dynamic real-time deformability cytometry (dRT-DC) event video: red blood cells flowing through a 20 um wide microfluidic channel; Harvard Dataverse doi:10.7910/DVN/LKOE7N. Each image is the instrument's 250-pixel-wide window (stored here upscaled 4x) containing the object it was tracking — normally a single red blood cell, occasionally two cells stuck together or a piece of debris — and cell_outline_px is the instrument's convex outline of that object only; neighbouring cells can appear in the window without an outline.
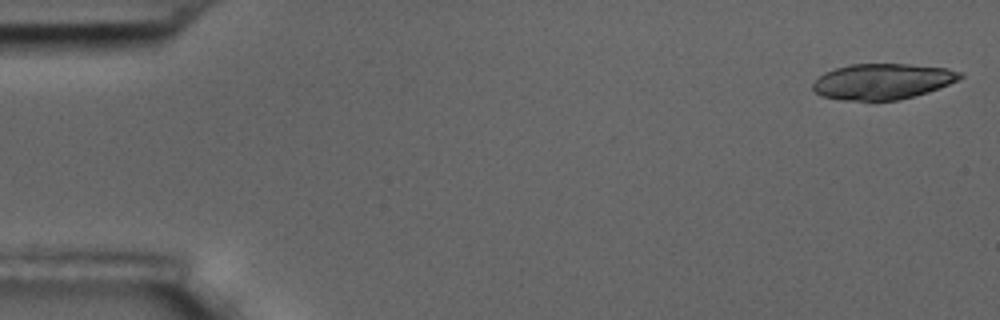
{"species": "common noctule bat (a hibernating species)", "species_latin": "Nyctalus noctula", "temperature_condition": "room temperature", "stored_images_in_passage": 15, "camera_frame_rate_fps": 3000, "um_per_image_px": 0.085, "animal": {"sex": "male", "body_mass_g": 17.5, "forearm_length_mm": 52.3}, "frame": {"image": 1, "passage_image": 1, "time_ms": 0.0, "image_size_px": [1000, 320], "cell_outline_px": [[964, 76], [948, 84], [928, 92], [900, 100], [844, 100], [820, 96], [812, 88], [812, 84], [824, 72], [836, 68], [852, 64], [908, 64], [948, 68], [964, 72]], "centroid_in_image_um": [75.02, 6.92], "position_along_channel_um": 10.0, "area_um2": 30.63}}
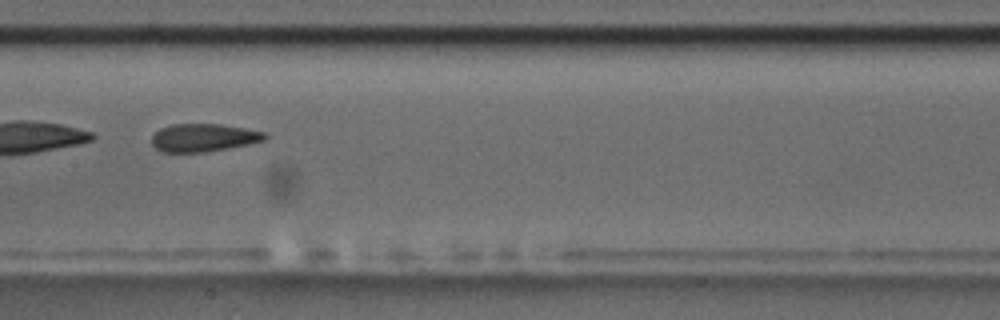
{"frame": {"image": 2, "passage_image": 8, "time_ms": 9.0, "image_size_px": [1000, 320], "cell_outline_px": [[268, 136], [264, 140], [252, 144], [204, 152], [160, 152], [152, 144], [152, 136], [160, 128], [172, 124], [220, 124], [244, 128], [264, 132]], "centroid_in_image_um": [17.3, 11.7], "position_along_channel_um": 190.1, "area_um2": 18.44}}
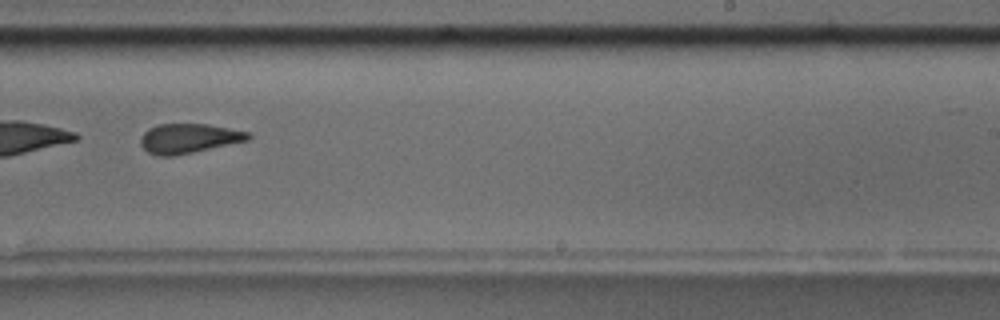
{"frame": {"image": 3, "passage_image": 10, "time_ms": 11.333, "image_size_px": [1000, 320], "cell_outline_px": [[252, 136], [248, 140], [192, 152], [172, 156], [160, 156], [148, 152], [140, 144], [140, 136], [148, 128], [160, 124], [208, 124], [252, 132]], "centroid_in_image_um": [16.05, 11.75], "position_along_channel_um": 273.0, "area_um2": 18.5}, "authors_computed_cell_mechanics": {"area_um2": 19.7098, "velocity_mm_per_s": 3.565, "shape_relaxation_time_tau1_ms": 9.5587, "shape_relaxation_time_tau2_ms": 2.1846, "deformation_change_tau1": 0.199, "deformation_change_tau2": 0.1194}}